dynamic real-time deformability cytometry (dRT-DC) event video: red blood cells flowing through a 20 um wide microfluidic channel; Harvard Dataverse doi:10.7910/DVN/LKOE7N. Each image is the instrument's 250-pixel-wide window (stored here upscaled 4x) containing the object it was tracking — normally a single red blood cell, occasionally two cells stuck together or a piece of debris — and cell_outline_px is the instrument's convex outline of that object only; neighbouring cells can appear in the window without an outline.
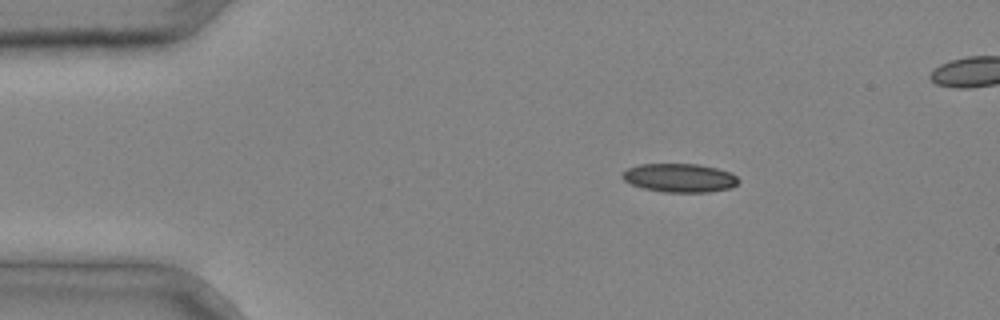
{"species": "common noctule bat (a hibernating species)", "species_latin": "Nyctalus noctula", "temperature_condition": "cold", "stored_images_in_passage": 2, "camera_frame_rate_fps": 3000, "um_per_image_px": 0.085, "animal": {"sex": "male", "body_mass_g": 20.4}, "frame": {"image": 1, "passage_image": 1, "time_ms": 0.0, "image_size_px": [1000, 320], "cell_outline_px": [[740, 180], [736, 184], [728, 188], [708, 192], [664, 192], [644, 188], [632, 184], [624, 180], [620, 176], [628, 168], [640, 164], [696, 164], [716, 168], [732, 172]], "centroid_in_image_um": [57.77, 15.11], "position_along_channel_um": 27.2, "area_um2": 19.25}}